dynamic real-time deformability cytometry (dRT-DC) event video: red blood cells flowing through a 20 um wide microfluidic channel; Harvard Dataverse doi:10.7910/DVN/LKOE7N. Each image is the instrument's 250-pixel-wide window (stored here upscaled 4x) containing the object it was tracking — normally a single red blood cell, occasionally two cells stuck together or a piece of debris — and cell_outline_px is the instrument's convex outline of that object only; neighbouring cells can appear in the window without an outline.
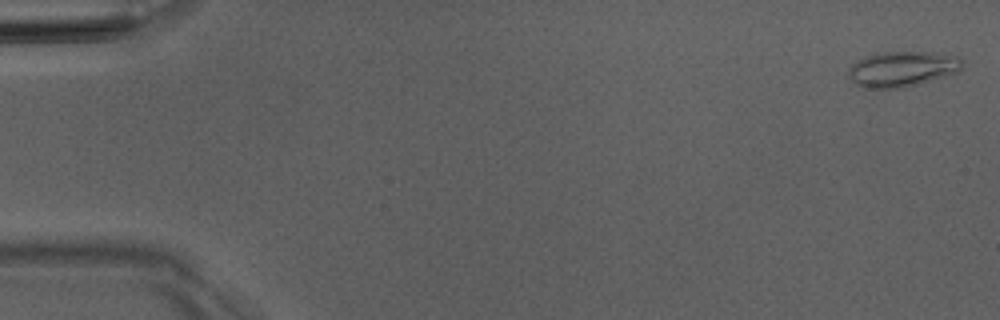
{"species": "Egyptian fruit bat (a non-hibernating species)", "species_latin": "Rousettus aegyptiacus", "temperature_condition": "room temperature", "stored_images_in_passage": 5, "camera_frame_rate_fps": 3000, "um_per_image_px": 0.085, "animal": {"sex": "male"}, "frame": {"image": 1, "passage_image": 1, "time_ms": 0.0, "image_size_px": [1000, 320], "cell_outline_px": [[964, 64], [960, 72], [904, 88], [864, 88], [856, 84], [848, 76], [848, 68], [852, 64], [876, 52], [932, 52], [956, 56], [964, 60]], "centroid_in_image_um": [76.73, 5.86], "position_along_channel_um": 8.3, "area_um2": 23.64}}